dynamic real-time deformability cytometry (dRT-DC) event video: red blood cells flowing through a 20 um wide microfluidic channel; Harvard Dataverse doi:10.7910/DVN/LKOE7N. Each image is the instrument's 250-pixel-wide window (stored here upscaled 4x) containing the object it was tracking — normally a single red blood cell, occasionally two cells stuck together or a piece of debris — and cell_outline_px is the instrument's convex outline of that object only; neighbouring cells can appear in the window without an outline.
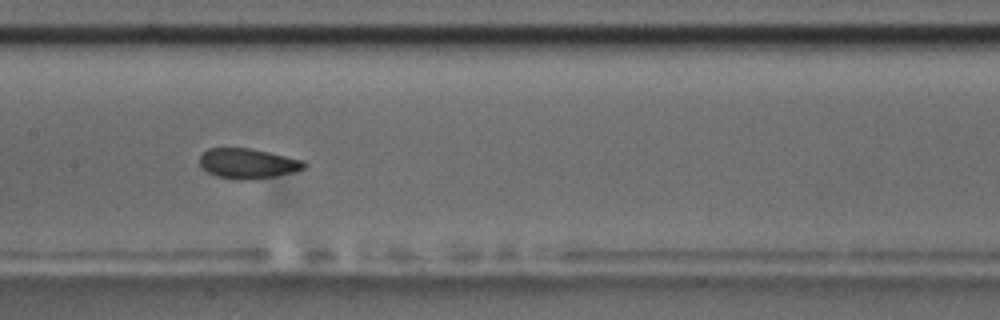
{"species": "common noctule bat (a hibernating species)", "species_latin": "Nyctalus noctula", "temperature_condition": "room temperature", "stored_images_in_passage": 42, "camera_frame_rate_fps": 3000, "um_per_image_px": 0.085, "animal": {"sex": "male", "body_mass_g": 17.5, "forearm_length_mm": 52.3}, "frame": {"image": 1, "passage_image": 13, "time_ms": 4.0, "image_size_px": [1000, 320], "cell_outline_px": [[308, 164], [304, 168], [292, 172], [276, 176], [244, 180], [236, 180], [216, 176], [208, 172], [200, 164], [200, 156], [208, 148], [252, 148], [304, 160]], "centroid_in_image_um": [21.08, 13.89], "position_along_channel_um": 186.3, "area_um2": 18.32}}
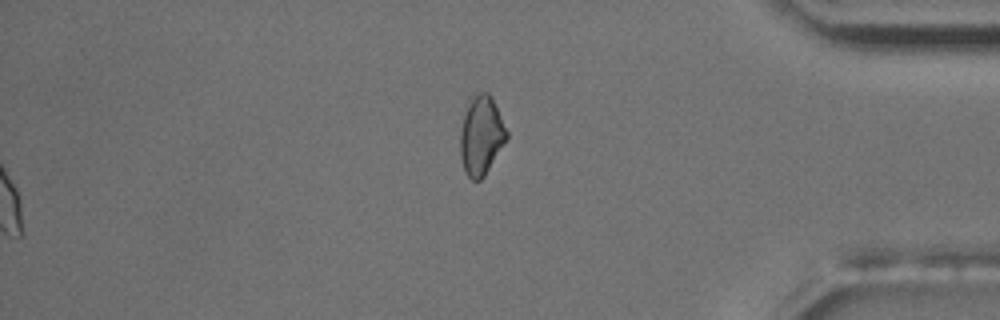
{"frame": {"image": 2, "passage_image": 42, "time_ms": 13.667, "image_size_px": [1000, 320], "cell_outline_px": [[508, 140], [484, 176], [480, 180], [472, 180], [468, 176], [464, 168], [460, 156], [460, 132], [468, 96], [472, 92], [488, 92], [508, 132]], "centroid_in_image_um": [40.89, 11.49], "position_along_channel_um": 394.3, "area_um2": 21.62}, "authors_computed_cell_mechanics": {"area_um2": 19.1896, "velocity_mm_per_s": 3.6821, "shape_relaxation_time_tau1_ms": 3.3971, "shape_relaxation_time_tau2_ms": 1.7348, "deformation_change_tau1": 0.0892, "deformation_change_tau2": 0.0478}}